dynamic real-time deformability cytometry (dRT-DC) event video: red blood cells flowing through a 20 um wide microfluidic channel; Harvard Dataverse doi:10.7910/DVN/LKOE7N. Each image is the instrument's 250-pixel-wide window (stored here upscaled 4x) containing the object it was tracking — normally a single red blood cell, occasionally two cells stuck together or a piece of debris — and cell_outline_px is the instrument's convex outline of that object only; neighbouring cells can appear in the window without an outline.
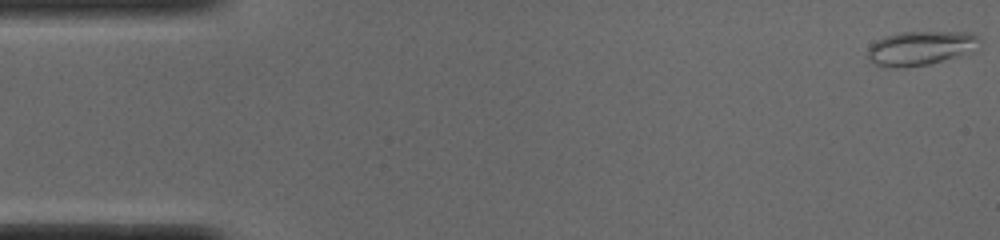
{"species": "common noctule bat (a hibernating species)", "species_latin": "Nyctalus noctula", "temperature_condition": "cold", "stored_images_in_passage": 51, "camera_frame_rate_fps": 3000, "um_per_image_px": 0.085, "animal": {"sex": "male", "body_mass_g": 19.0, "forearm_length_mm": 50.8}, "frame": {"image": 1, "passage_image": 1, "time_ms": 0.0, "image_size_px": [1000, 240], "cell_outline_px": [[980, 40], [976, 52], [928, 64], [896, 68], [884, 68], [876, 64], [868, 56], [868, 48], [876, 40], [884, 36], [900, 32], [972, 32]], "centroid_in_image_um": [78.28, 4.09], "position_along_channel_um": 6.7, "area_um2": 22.48}}
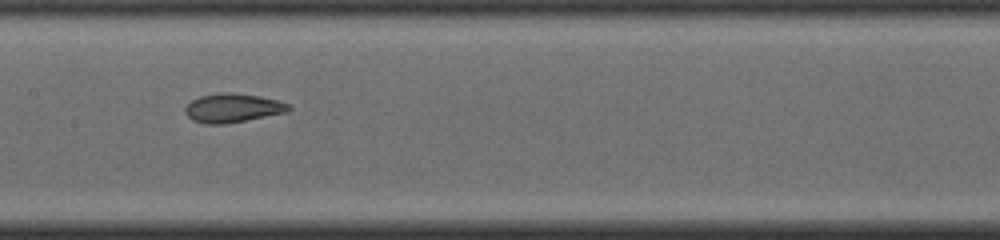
{"frame": {"image": 2, "passage_image": 25, "time_ms": 8.0, "image_size_px": [1000, 240], "cell_outline_px": [[292, 108], [288, 112], [224, 124], [204, 124], [192, 120], [184, 112], [184, 108], [192, 100], [200, 96], [220, 92], [232, 92], [260, 96], [276, 100], [288, 104]], "centroid_in_image_um": [19.76, 9.17], "position_along_channel_um": 187.6, "area_um2": 17.46}}
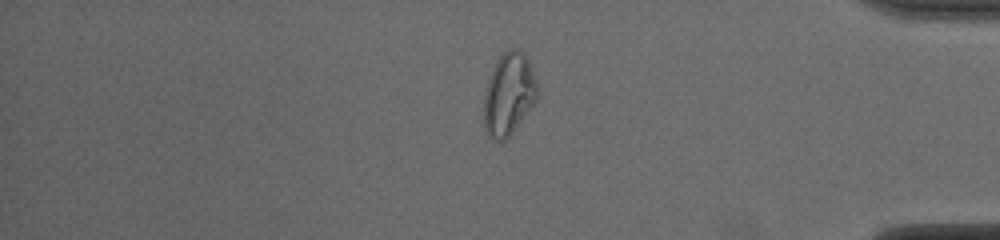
{"frame": {"image": 3, "passage_image": 43, "time_ms": 14.0, "image_size_px": [1000, 240], "cell_outline_px": [[540, 96], [512, 132], [504, 140], [496, 140], [484, 128], [484, 96], [488, 80], [496, 60], [508, 48], [516, 48], [524, 52], [528, 56], [540, 88]], "centroid_in_image_um": [43.3, 7.93], "position_along_channel_um": 391.9, "area_um2": 25.89}, "authors_computed_cell_mechanics": {"area_um2": 19.1896, "velocity_mm_per_s": 3.8847, "shape_relaxation_time_tau1_ms": null, "shape_relaxation_time_tau2_ms": 2.0009, "deformation_change_tau1": null, "deformation_change_tau2": 0.0832}}